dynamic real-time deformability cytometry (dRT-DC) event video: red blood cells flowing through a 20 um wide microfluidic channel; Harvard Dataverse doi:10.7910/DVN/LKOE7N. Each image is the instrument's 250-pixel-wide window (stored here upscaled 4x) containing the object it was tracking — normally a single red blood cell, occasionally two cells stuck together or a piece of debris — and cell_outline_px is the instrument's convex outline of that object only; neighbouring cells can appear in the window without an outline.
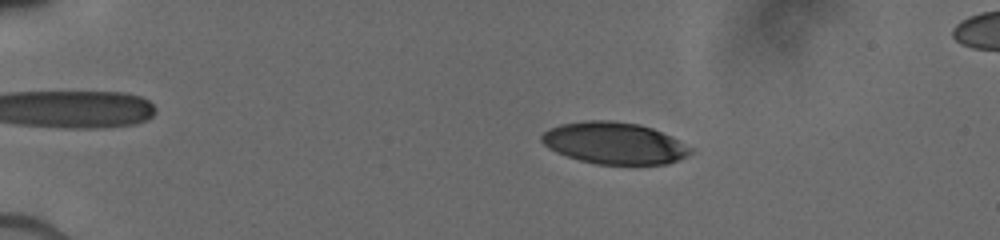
{"species": "human", "species_latin": "Homo sapiens", "temperature_condition": "cold", "stored_images_in_passage": 32, "camera_frame_rate_fps": 3000, "um_per_image_px": 0.085, "donor": {"sex": "male"}, "frame": {"image": 1, "passage_image": 11, "time_ms": 2.667, "image_size_px": [1000, 240], "cell_outline_px": [[692, 152], [680, 160], [668, 164], [596, 164], [580, 160], [556, 152], [548, 148], [540, 140], [540, 136], [548, 128], [560, 124], [584, 120], [612, 120], [640, 124], [652, 128], [692, 148]], "centroid_in_image_um": [52.17, 12.16], "position_along_channel_um": 32.8, "area_um2": 36.18}}
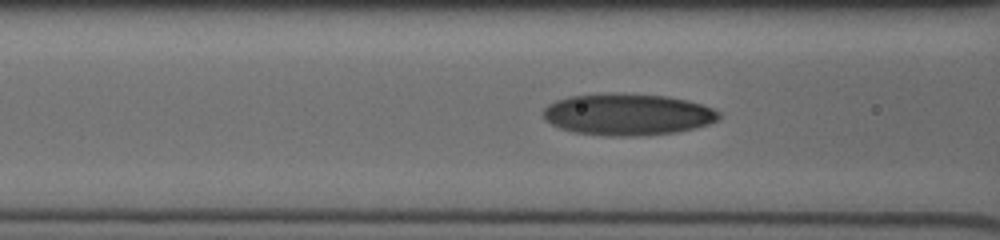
{"frame": {"image": 2, "passage_image": 27, "time_ms": 6.667, "image_size_px": [1000, 240], "cell_outline_px": [[720, 116], [716, 120], [708, 124], [696, 128], [676, 132], [636, 136], [604, 136], [572, 132], [560, 128], [544, 120], [544, 108], [548, 104], [556, 100], [572, 96], [612, 92], [664, 96], [688, 100], [712, 108], [720, 112]], "centroid_in_image_um": [53.32, 9.73], "position_along_channel_um": 113.3, "area_um2": 42.77}}
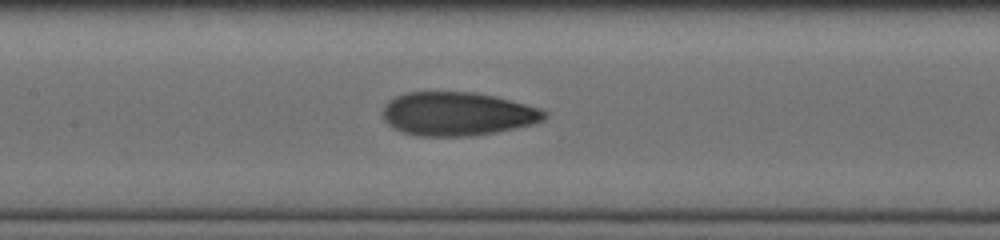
{"frame": {"image": 3, "passage_image": 32, "time_ms": 8.0, "image_size_px": [1000, 240], "cell_outline_px": [[548, 112], [544, 120], [532, 124], [516, 128], [496, 132], [472, 136], [416, 136], [392, 128], [384, 120], [384, 104], [388, 100], [396, 96], [408, 92], [476, 92], [524, 104]], "centroid_in_image_um": [38.84, 9.69], "position_along_channel_um": 168.6, "area_um2": 40.92}}